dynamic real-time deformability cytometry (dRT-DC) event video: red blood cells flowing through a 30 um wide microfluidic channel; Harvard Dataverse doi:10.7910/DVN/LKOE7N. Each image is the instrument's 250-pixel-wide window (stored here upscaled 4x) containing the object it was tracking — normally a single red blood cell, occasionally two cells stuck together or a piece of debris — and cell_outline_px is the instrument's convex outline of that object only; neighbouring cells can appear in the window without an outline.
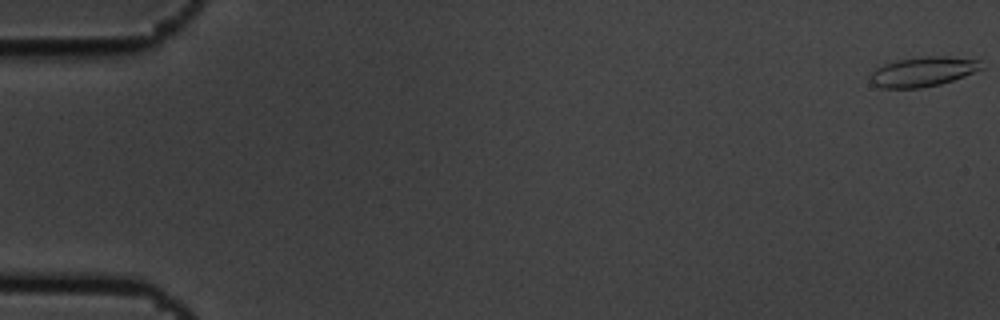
{"species": "common noctule bat (a hibernating species)", "species_latin": "Nyctalus noctula", "temperature_condition": "cold", "stored_images_in_passage": 5, "camera_frame_rate_fps": 3000, "um_per_image_px": 0.085, "animal": {"sex": "male", "body_mass_g": 19.5, "forearm_length_mm": 54.6}, "frame": {"image": 1, "passage_image": 1, "time_ms": 0.0, "image_size_px": [1000, 320], "cell_outline_px": [[984, 68], [964, 76], [940, 84], [920, 88], [880, 88], [872, 84], [868, 76], [876, 68], [884, 64], [896, 60], [924, 56], [948, 56], [980, 60]], "centroid_in_image_um": [78.43, 6.09], "position_along_channel_um": 6.6, "area_um2": 19.36}}